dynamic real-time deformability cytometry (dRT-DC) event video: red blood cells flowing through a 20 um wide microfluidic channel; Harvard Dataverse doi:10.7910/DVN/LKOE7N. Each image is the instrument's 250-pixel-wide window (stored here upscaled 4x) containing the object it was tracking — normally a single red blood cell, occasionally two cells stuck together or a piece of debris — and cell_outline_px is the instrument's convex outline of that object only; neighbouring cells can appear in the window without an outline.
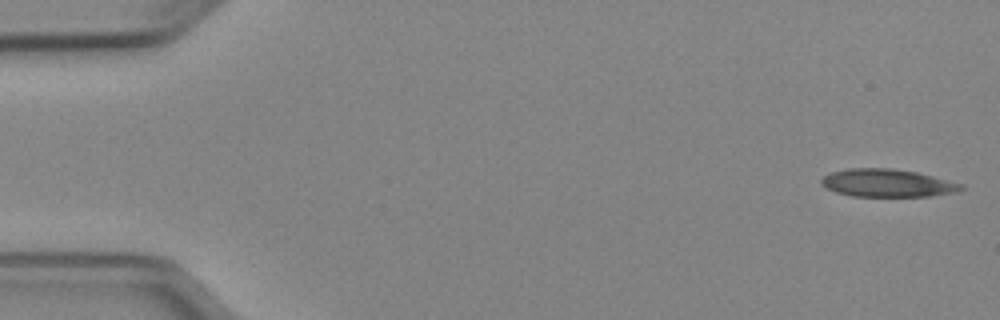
{"species": "Egyptian fruit bat (a non-hibernating species)", "species_latin": "Rousettus aegyptiacus", "temperature_condition": "cold", "stored_images_in_passage": 50, "camera_frame_rate_fps": 3000, "um_per_image_px": 0.085, "animal": {"sex": "female"}, "frame": {"image": 1, "passage_image": 1, "time_ms": 0.0, "image_size_px": [1000, 320], "cell_outline_px": [[964, 188], [956, 192], [932, 196], [852, 196], [836, 192], [824, 188], [820, 184], [820, 180], [824, 176], [832, 172], [848, 168], [892, 168], [916, 172], [964, 184]], "centroid_in_image_um": [75.4, 15.56], "position_along_channel_um": 9.6, "area_um2": 22.72}}
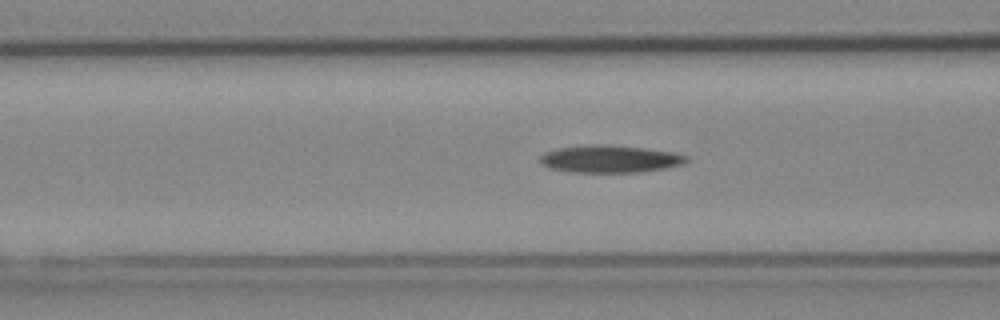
{"frame": {"image": 2, "passage_image": 19, "time_ms": 6.0, "image_size_px": [1000, 320], "cell_outline_px": [[688, 160], [684, 164], [664, 168], [640, 172], [572, 172], [548, 168], [540, 164], [540, 156], [544, 152], [556, 148], [584, 144], [608, 144], [644, 148], [672, 152], [688, 156]], "centroid_in_image_um": [51.79, 13.5], "position_along_channel_um": 114.8, "area_um2": 23.64}}
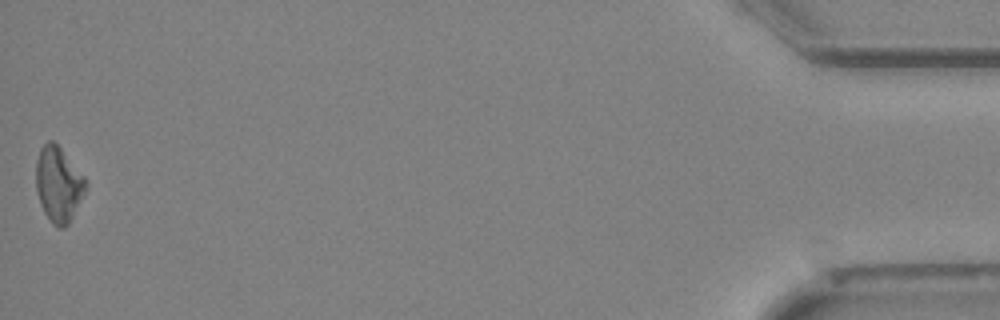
{"frame": {"image": 3, "passage_image": 50, "time_ms": 16.333, "image_size_px": [1000, 320], "cell_outline_px": [[88, 184], [68, 224], [64, 228], [60, 228], [52, 224], [44, 212], [40, 204], [36, 192], [36, 160], [40, 148], [48, 140], [52, 140], [60, 148], [84, 176]], "centroid_in_image_um": [4.94, 15.66], "position_along_channel_um": 430.3, "area_um2": 21.56}}